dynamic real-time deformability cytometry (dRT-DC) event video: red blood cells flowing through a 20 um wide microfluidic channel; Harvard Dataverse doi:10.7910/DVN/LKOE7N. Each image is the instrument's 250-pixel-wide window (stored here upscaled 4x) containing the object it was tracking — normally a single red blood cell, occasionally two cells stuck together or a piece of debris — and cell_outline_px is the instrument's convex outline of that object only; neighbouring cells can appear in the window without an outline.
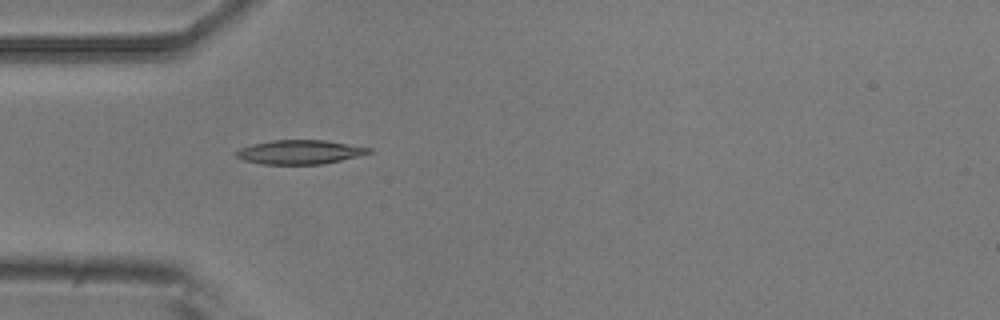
{"species": "common noctule bat (a hibernating species)", "species_latin": "Nyctalus noctula", "temperature_condition": "room temperature", "stored_images_in_passage": 5, "camera_frame_rate_fps": 3000, "um_per_image_px": 0.085, "animal": {"sex": "male", "body_mass_g": 20.5, "forearm_length_mm": 52.5}, "frame": {"image": 1, "passage_image": 5, "time_ms": 1.333, "image_size_px": [1000, 320], "cell_outline_px": [[372, 152], [324, 164], [260, 164], [244, 160], [236, 156], [232, 152], [240, 148], [252, 144], [272, 140], [324, 140], [372, 148]], "centroid_in_image_um": [25.43, 12.92], "position_along_channel_um": 59.6, "area_um2": 18.55}}